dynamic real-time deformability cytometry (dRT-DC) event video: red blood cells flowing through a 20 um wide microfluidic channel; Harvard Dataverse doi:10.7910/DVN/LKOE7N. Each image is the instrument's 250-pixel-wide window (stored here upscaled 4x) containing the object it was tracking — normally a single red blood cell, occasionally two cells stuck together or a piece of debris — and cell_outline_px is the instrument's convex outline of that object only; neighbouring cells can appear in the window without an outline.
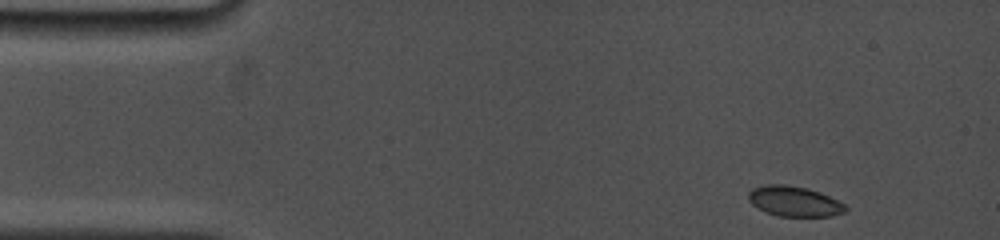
{"species": "common noctule bat (a hibernating species)", "species_latin": "Nyctalus noctula", "temperature_condition": "cold", "stored_images_in_passage": 66, "camera_frame_rate_fps": 5000, "um_per_image_px": 0.085, "animal": {"sex": "female", "body_mass_g": 19.0, "forearm_length_mm": 53.3}, "frame": {"image": 1, "passage_image": 1, "time_ms": 0.0, "image_size_px": [1000, 240], "cell_outline_px": [[848, 208], [844, 212], [832, 216], [780, 216], [768, 212], [752, 204], [748, 200], [748, 192], [752, 188], [768, 184], [784, 184], [804, 188], [820, 192], [844, 204]], "centroid_in_image_um": [67.5, 17.11], "position_along_channel_um": 17.5, "area_um2": 16.82}}
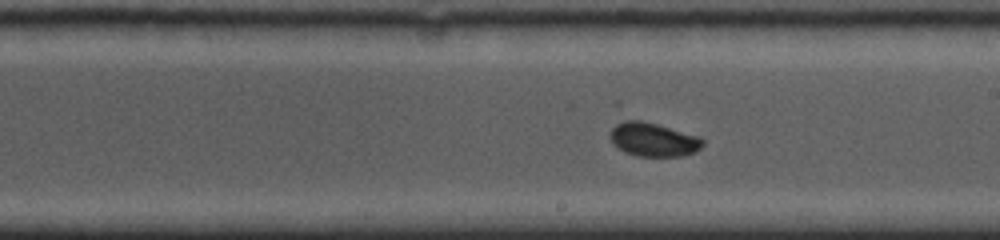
{"frame": {"image": 2, "passage_image": 32, "time_ms": 8.0, "image_size_px": [1000, 240], "cell_outline_px": [[704, 144], [696, 152], [680, 156], [636, 156], [624, 152], [612, 144], [608, 136], [608, 132], [624, 116], [628, 116], [700, 136], [704, 140]], "centroid_in_image_um": [55.45, 11.82], "position_along_channel_um": 233.6, "area_um2": 18.96}}
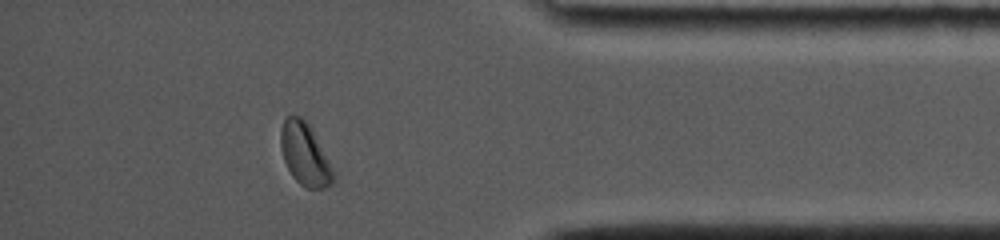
{"frame": {"image": 3, "passage_image": 56, "time_ms": 13.0, "image_size_px": [1000, 240], "cell_outline_px": [[336, 176], [332, 184], [324, 188], [308, 188], [300, 184], [292, 176], [284, 160], [280, 144], [280, 132], [284, 120], [288, 116], [300, 116], [308, 124], [328, 160]], "centroid_in_image_um": [25.9, 13.14], "position_along_channel_um": 409.3, "area_um2": 18.67}, "authors_computed_cell_mechanics": {"area_um2": 17.9758, "velocity_mm_per_s": 3.7885, "shape_relaxation_time_tau1_ms": 6.5241, "shape_relaxation_time_tau2_ms": null, "deformation_change_tau1": 0.1338, "deformation_change_tau2": null}}